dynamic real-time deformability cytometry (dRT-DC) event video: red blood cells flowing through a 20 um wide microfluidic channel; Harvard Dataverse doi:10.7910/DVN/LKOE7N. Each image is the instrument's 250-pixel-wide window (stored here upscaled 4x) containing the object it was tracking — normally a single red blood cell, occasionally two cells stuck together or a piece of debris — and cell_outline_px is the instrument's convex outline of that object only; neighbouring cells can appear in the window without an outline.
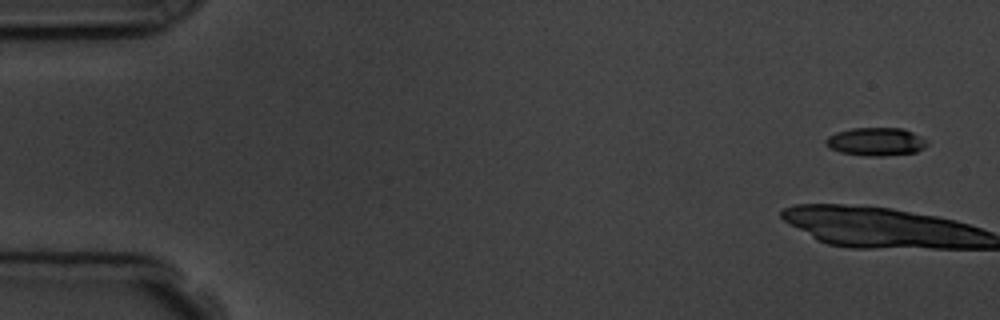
{"species": "common noctule bat (a hibernating species)", "species_latin": "Nyctalus noctula", "temperature_condition": "room temperature", "stored_images_in_passage": 6, "camera_frame_rate_fps": 3000, "um_per_image_px": 0.085, "animal": {"sex": "male", "body_mass_g": 19.5, "forearm_length_mm": 54.6}, "frame": {"image": 1, "passage_image": 1, "time_ms": 0.0, "image_size_px": [1000, 320], "cell_outline_px": [[928, 144], [924, 148], [916, 152], [880, 156], [868, 156], [840, 152], [828, 148], [824, 144], [824, 140], [828, 136], [836, 132], [852, 128], [904, 128], [928, 140]], "centroid_in_image_um": [74.44, 12.04], "position_along_channel_um": 10.6, "area_um2": 16.76}}
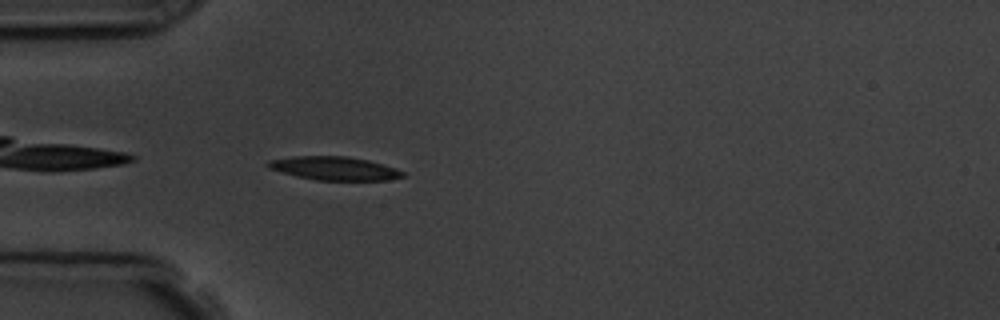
{"frame": {"image": 2, "passage_image": 6, "time_ms": 5.667, "image_size_px": [1000, 320], "cell_outline_px": [[404, 176], [388, 180], [316, 180], [296, 176], [268, 168], [264, 164], [268, 160], [292, 156], [348, 156], [368, 160], [396, 168], [404, 172]], "centroid_in_image_um": [28.38, 14.3], "position_along_channel_um": 56.6, "area_um2": 18.5}}